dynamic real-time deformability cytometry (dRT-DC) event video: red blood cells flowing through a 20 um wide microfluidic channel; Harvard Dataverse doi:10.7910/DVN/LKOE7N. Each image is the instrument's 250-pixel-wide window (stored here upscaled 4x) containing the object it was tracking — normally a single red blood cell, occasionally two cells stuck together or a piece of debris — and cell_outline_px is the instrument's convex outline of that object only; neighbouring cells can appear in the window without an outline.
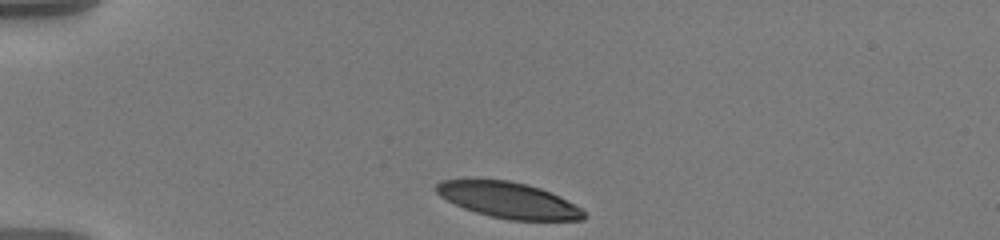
{"species": "human", "species_latin": "Homo sapiens", "temperature_condition": "warm", "stored_images_in_passage": 22, "camera_frame_rate_fps": 3000, "um_per_image_px": 0.085, "donor": {"sex": "male"}, "frame": {"image": 1, "passage_image": 1, "time_ms": 0.0, "image_size_px": [1000, 240], "cell_outline_px": [[584, 220], [508, 220], [476, 212], [464, 208], [440, 196], [436, 192], [436, 184], [440, 180], [464, 176], [476, 176], [508, 180], [528, 184], [540, 188], [580, 208], [584, 212]], "centroid_in_image_um": [43.08, 16.94], "position_along_channel_um": 41.9, "area_um2": 31.33}}
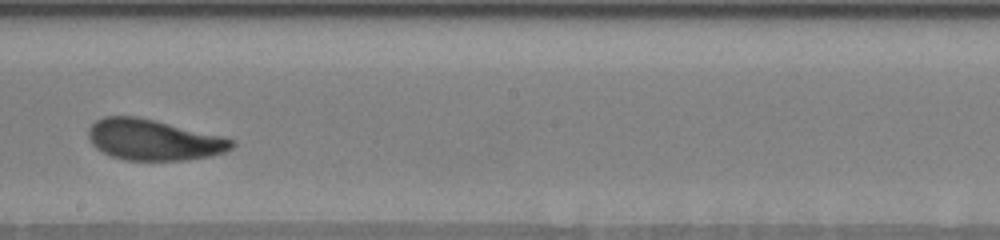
{"frame": {"image": 2, "passage_image": 12, "time_ms": 6.667, "image_size_px": [1000, 240], "cell_outline_px": [[236, 144], [232, 148], [224, 152], [212, 156], [184, 160], [128, 160], [112, 156], [96, 148], [92, 144], [88, 136], [88, 128], [96, 120], [104, 116], [140, 116], [224, 136], [236, 140]], "centroid_in_image_um": [13.09, 11.87], "position_along_channel_um": 235.1, "area_um2": 34.45}}
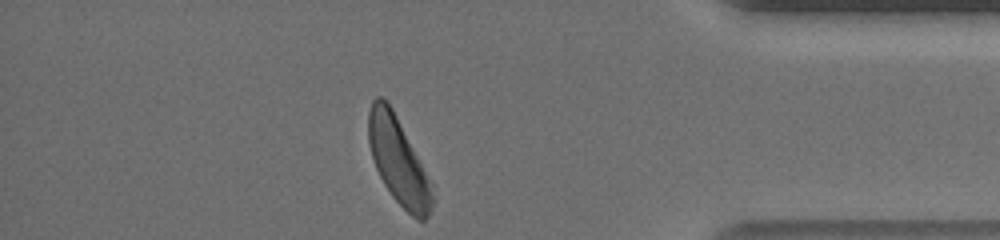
{"frame": {"image": 3, "passage_image": 21, "time_ms": 12.0, "image_size_px": [1000, 240], "cell_outline_px": [[436, 200], [428, 216], [424, 220], [420, 220], [412, 216], [392, 196], [384, 184], [376, 168], [368, 144], [368, 112], [372, 100], [376, 96], [380, 96], [388, 100], [432, 180]], "centroid_in_image_um": [33.9, 13.67], "position_along_channel_um": 401.3, "area_um2": 32.89}, "authors_computed_cell_mechanics": {"area_um2": 33.9575, "velocity_mm_per_s": 3.566, "shape_relaxation_time_tau1_ms": 2.9045, "shape_relaxation_time_tau2_ms": 1.436, "deformation_change_tau1": 0.1555, "deformation_change_tau2": 0.085}}